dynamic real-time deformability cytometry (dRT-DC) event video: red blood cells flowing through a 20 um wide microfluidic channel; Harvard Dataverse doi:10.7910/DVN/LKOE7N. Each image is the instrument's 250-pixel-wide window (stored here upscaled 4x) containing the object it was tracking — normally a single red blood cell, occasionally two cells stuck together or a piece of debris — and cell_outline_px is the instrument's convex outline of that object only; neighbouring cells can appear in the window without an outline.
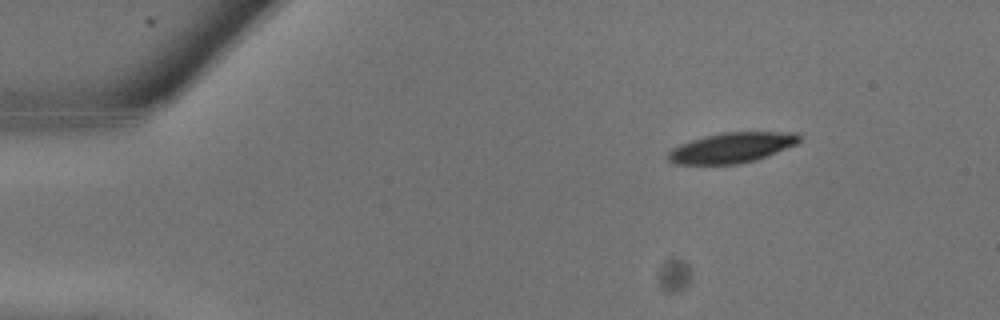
{"species": "common noctule bat (a hibernating species)", "species_latin": "Nyctalus noctula", "temperature_condition": "warm", "stored_images_in_passage": 7, "camera_frame_rate_fps": 3000, "um_per_image_px": 0.085, "animal": {"sex": "male", "body_mass_g": 13.3}, "frame": {"image": 1, "passage_image": 1, "time_ms": 0.0, "image_size_px": [1000, 320], "cell_outline_px": [[800, 140], [796, 144], [768, 156], [756, 160], [740, 164], [672, 164], [668, 160], [668, 152], [672, 148], [680, 144], [704, 136], [720, 132], [796, 132], [800, 136]], "centroid_in_image_um": [62.19, 12.55], "position_along_channel_um": 22.8, "area_um2": 23.24}}
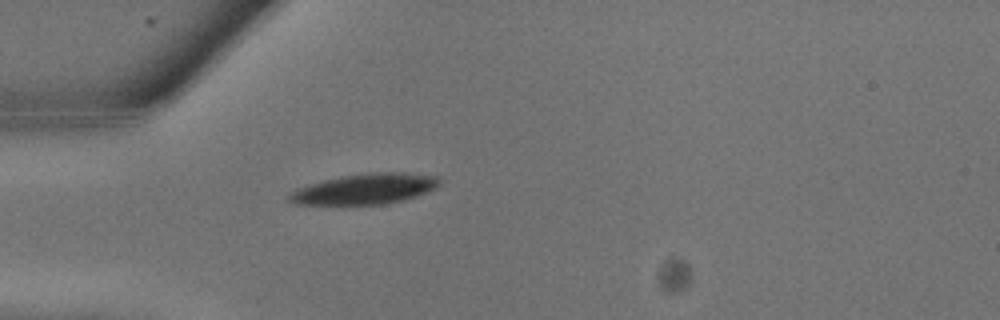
{"frame": {"image": 2, "passage_image": 5, "time_ms": 1.333, "image_size_px": [1000, 320], "cell_outline_px": [[440, 184], [436, 188], [416, 196], [404, 200], [380, 204], [292, 204], [288, 200], [288, 192], [296, 188], [308, 184], [324, 180], [344, 176], [372, 172], [404, 172], [436, 176], [440, 180]], "centroid_in_image_um": [31.0, 16.06], "position_along_channel_um": 54.0, "area_um2": 26.65}}